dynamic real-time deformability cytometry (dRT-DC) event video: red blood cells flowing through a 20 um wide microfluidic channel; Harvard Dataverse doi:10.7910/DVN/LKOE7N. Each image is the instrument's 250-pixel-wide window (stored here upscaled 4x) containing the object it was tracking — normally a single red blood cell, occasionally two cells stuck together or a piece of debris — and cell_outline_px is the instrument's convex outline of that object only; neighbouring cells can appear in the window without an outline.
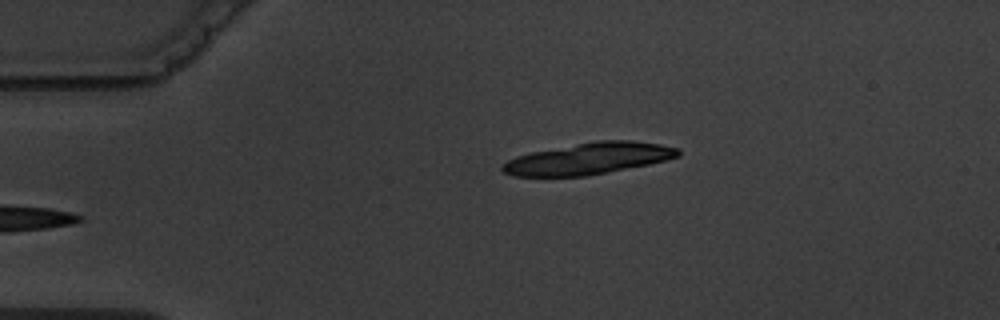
{"species": "common noctule bat (a hibernating species)", "species_latin": "Nyctalus noctula", "temperature_condition": "warm", "stored_images_in_passage": 4, "camera_frame_rate_fps": 3000, "um_per_image_px": 0.085, "animal": {"sex": "male", "body_mass_g": 19.5, "forearm_length_mm": 54.6}, "frame": {"image": 1, "passage_image": 4, "time_ms": 3.667, "image_size_px": [1000, 320], "cell_outline_px": [[680, 156], [648, 164], [584, 176], [516, 176], [504, 172], [500, 168], [500, 164], [516, 156], [532, 152], [596, 140], [632, 140], [660, 144], [680, 148]], "centroid_in_image_um": [50.03, 13.47], "position_along_channel_um": 35.0, "area_um2": 32.02}}